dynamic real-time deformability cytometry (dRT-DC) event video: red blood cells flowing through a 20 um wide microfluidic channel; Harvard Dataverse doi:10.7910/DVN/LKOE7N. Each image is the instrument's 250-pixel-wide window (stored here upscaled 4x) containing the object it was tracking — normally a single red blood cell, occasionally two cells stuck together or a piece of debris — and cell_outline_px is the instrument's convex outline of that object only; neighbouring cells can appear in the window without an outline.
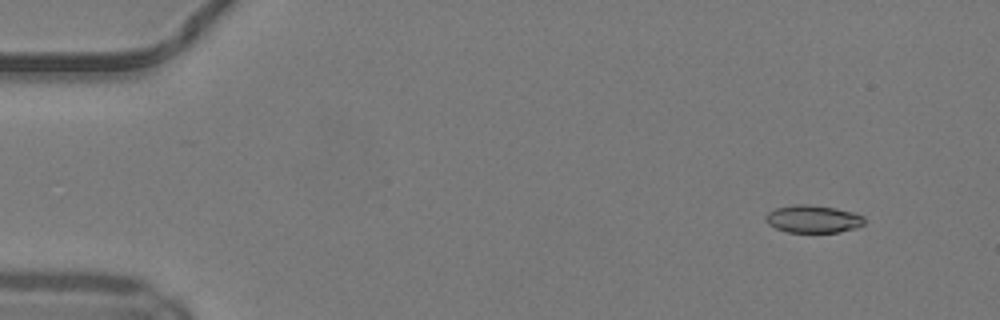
{"species": "common noctule bat (a hibernating species)", "species_latin": "Nyctalus noctula", "temperature_condition": "warm", "stored_images_in_passage": 46, "camera_frame_rate_fps": 3000, "um_per_image_px": 0.085, "animal": {"sex": "male", "body_mass_g": 19.2, "forearm_length_mm": 51.8}, "frame": {"image": 1, "passage_image": 1, "time_ms": 0.0, "image_size_px": [1000, 320], "cell_outline_px": [[864, 224], [856, 228], [840, 232], [788, 232], [776, 228], [768, 224], [764, 220], [764, 216], [768, 212], [776, 208], [796, 204], [808, 204], [836, 208], [852, 212], [864, 216]], "centroid_in_image_um": [69.1, 18.61], "position_along_channel_um": 15.9, "area_um2": 15.95}}
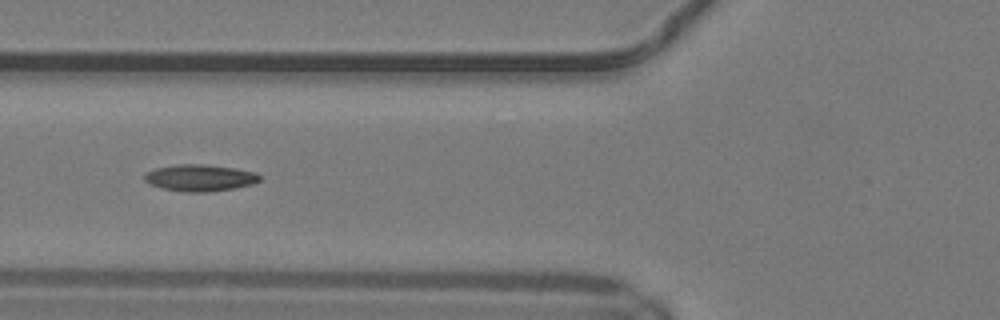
{"frame": {"image": 2, "passage_image": 16, "time_ms": 5.0, "image_size_px": [1000, 320], "cell_outline_px": [[260, 180], [252, 184], [236, 188], [212, 192], [184, 192], [164, 188], [152, 184], [144, 180], [144, 176], [148, 172], [156, 168], [176, 164], [204, 164], [236, 168], [256, 172], [260, 176]], "centroid_in_image_um": [17.04, 15.11], "position_along_channel_um": 108.8, "area_um2": 17.92}}
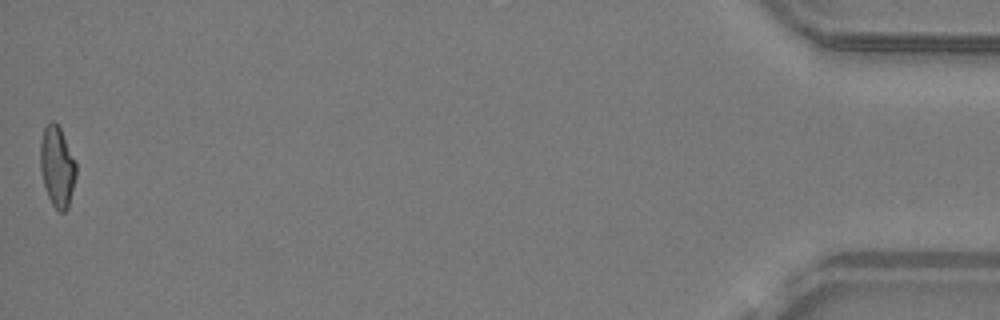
{"frame": {"image": 3, "passage_image": 46, "time_ms": 15.0, "image_size_px": [1000, 320], "cell_outline_px": [[76, 176], [68, 208], [64, 212], [60, 212], [52, 204], [48, 196], [44, 184], [40, 168], [40, 144], [44, 128], [52, 120], [60, 128], [76, 164]], "centroid_in_image_um": [4.85, 14.18], "position_along_channel_um": 430.3, "area_um2": 16.53}, "authors_computed_cell_mechanics": {"area_um2": 16.9354, "velocity_mm_per_s": 4.1872, "shape_relaxation_time_tau1_ms": 9.6517, "shape_relaxation_time_tau2_ms": 2.3413, "deformation_change_tau1": 0.2558, "deformation_change_tau2": 0.0918}}